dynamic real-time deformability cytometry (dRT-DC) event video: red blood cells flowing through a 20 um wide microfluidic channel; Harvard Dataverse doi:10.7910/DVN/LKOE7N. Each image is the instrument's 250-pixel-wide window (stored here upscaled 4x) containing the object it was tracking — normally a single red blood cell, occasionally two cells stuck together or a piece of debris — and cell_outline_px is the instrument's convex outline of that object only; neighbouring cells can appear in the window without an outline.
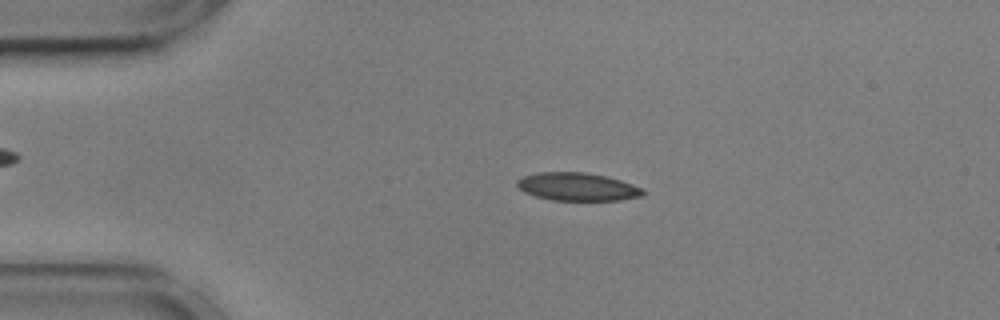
{"species": "common noctule bat (a hibernating species)", "species_latin": "Nyctalus noctula", "temperature_condition": "cold", "stored_images_in_passage": 55, "camera_frame_rate_fps": 3000, "um_per_image_px": 0.085, "animal": {"sex": "male", "body_mass_g": 17.9, "forearm_length_mm": 54.2}, "frame": {"image": 1, "passage_image": 11, "time_ms": 3.333, "image_size_px": [1000, 320], "cell_outline_px": [[644, 196], [620, 200], [552, 200], [536, 196], [524, 192], [516, 184], [516, 180], [524, 176], [536, 172], [584, 172], [604, 176], [620, 180], [644, 188]], "centroid_in_image_um": [49.09, 15.87], "position_along_channel_um": 35.9, "area_um2": 20.52}}
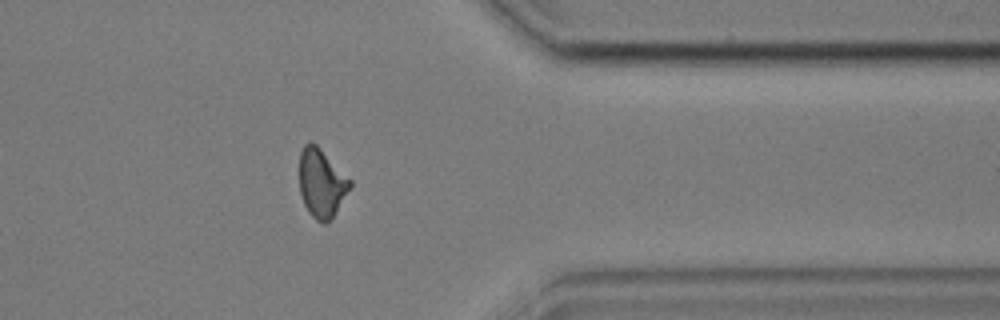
{"frame": {"image": 2, "passage_image": 44, "time_ms": 14.333, "image_size_px": [1000, 320], "cell_outline_px": [[352, 184], [332, 216], [324, 224], [320, 224], [308, 212], [304, 204], [300, 192], [300, 152], [304, 144], [308, 140], [316, 144], [352, 180]], "centroid_in_image_um": [27.31, 15.53], "position_along_channel_um": 384.1, "area_um2": 20.0}}
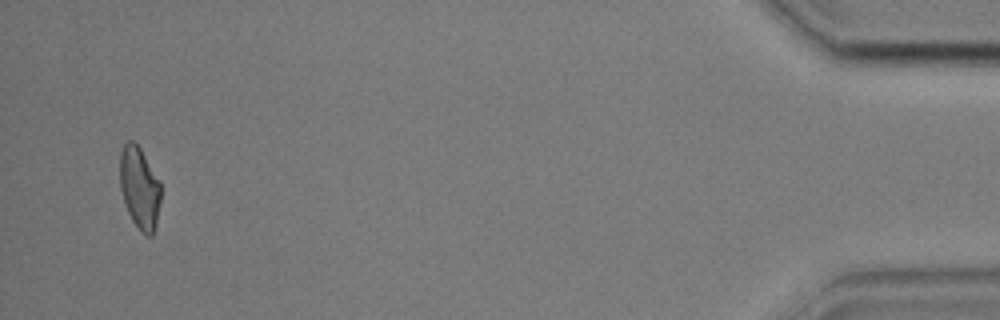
{"frame": {"image": 3, "passage_image": 53, "time_ms": 17.333, "image_size_px": [1000, 320], "cell_outline_px": [[160, 200], [156, 224], [152, 236], [148, 236], [140, 232], [132, 220], [128, 212], [120, 188], [120, 152], [124, 144], [128, 140], [132, 140], [140, 148], [160, 180]], "centroid_in_image_um": [11.86, 15.97], "position_along_channel_um": 423.3, "area_um2": 19.54}, "authors_computed_cell_mechanics": {"area_um2": 20.519, "velocity_mm_per_s": 3.5826, "shape_relaxation_time_tau1_ms": 5.3716, "shape_relaxation_time_tau2_ms": 3.5296, "deformation_change_tau1": 0.1462, "deformation_change_tau2": 0.0926}}